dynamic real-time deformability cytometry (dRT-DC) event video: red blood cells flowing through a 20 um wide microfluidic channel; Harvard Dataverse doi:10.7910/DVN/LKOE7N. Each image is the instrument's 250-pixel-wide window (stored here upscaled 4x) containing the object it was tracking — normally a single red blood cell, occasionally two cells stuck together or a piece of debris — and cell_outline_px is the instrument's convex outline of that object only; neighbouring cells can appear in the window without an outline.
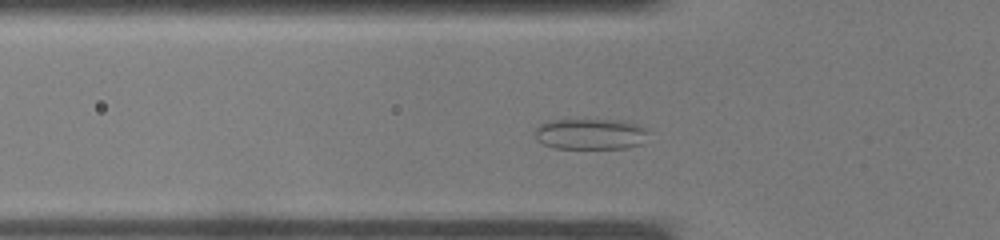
{"species": "common noctule bat (a hibernating species)", "species_latin": "Nyctalus noctula", "temperature_condition": "warm", "stored_images_in_passage": 32, "camera_frame_rate_fps": 3000, "um_per_image_px": 0.085, "animal": {"sex": "male", "body_mass_g": 19.0, "forearm_length_mm": 50.8}, "frame": {"image": 1, "passage_image": 7, "time_ms": 2.0, "image_size_px": [1000, 240], "cell_outline_px": [[648, 132], [640, 144], [628, 148], [552, 148], [536, 140], [536, 128], [540, 124], [548, 120], [624, 120], [648, 128]], "centroid_in_image_um": [50.18, 11.39], "position_along_channel_um": 75.6, "area_um2": 20.46}}
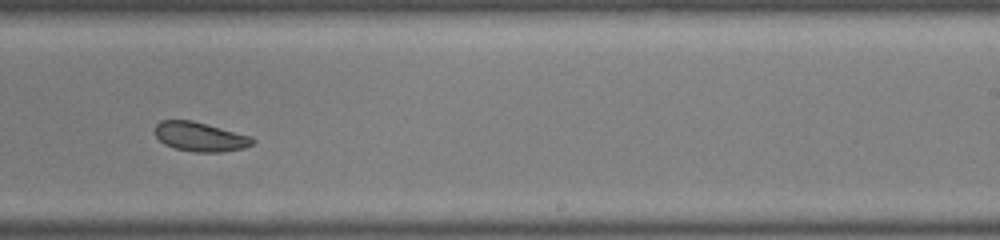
{"frame": {"image": 2, "passage_image": 18, "time_ms": 5.667, "image_size_px": [1000, 240], "cell_outline_px": [[256, 140], [252, 144], [244, 148], [224, 152], [192, 152], [176, 148], [164, 144], [156, 136], [156, 124], [160, 120], [192, 120], [252, 136]], "centroid_in_image_um": [17.04, 11.62], "position_along_channel_um": 272.0, "area_um2": 16.7}}
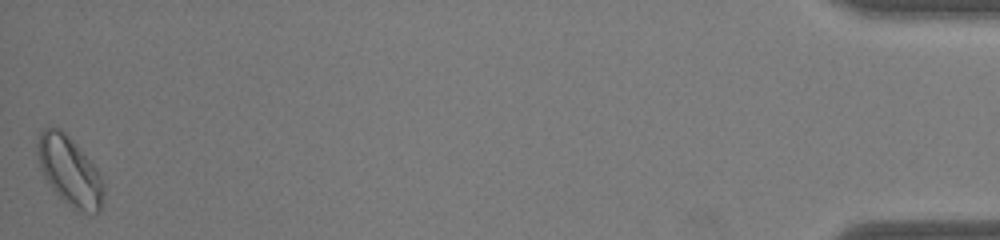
{"frame": {"image": 3, "passage_image": 32, "time_ms": 10.333, "image_size_px": [1000, 240], "cell_outline_px": [[104, 196], [100, 212], [76, 212], [52, 188], [44, 176], [40, 168], [36, 152], [36, 144], [40, 132], [44, 128], [60, 128], [72, 140], [100, 172], [104, 184]], "centroid_in_image_um": [5.93, 14.55], "position_along_channel_um": 429.3, "area_um2": 26.59}}